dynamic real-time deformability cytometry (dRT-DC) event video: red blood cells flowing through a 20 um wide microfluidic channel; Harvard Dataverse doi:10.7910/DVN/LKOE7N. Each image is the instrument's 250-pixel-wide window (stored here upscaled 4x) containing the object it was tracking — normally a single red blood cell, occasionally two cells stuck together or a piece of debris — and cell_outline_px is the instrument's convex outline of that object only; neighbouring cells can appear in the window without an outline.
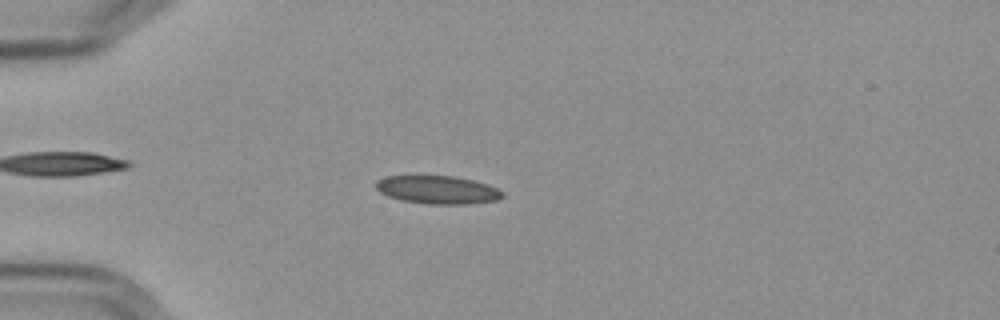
{"species": "Egyptian fruit bat (a non-hibernating species)", "species_latin": "Rousettus aegyptiacus", "temperature_condition": "cold", "stored_images_in_passage": 52, "camera_frame_rate_fps": 3000, "um_per_image_px": 0.085, "frame": {"image": 1, "passage_image": 11, "time_ms": 3.333, "image_size_px": [1000, 320], "cell_outline_px": [[504, 196], [500, 200], [468, 204], [432, 204], [404, 200], [388, 196], [380, 192], [376, 188], [376, 180], [384, 176], [456, 176], [488, 184], [504, 192]], "centroid_in_image_um": [37.23, 16.13], "position_along_channel_um": 47.8, "area_um2": 20.75}}
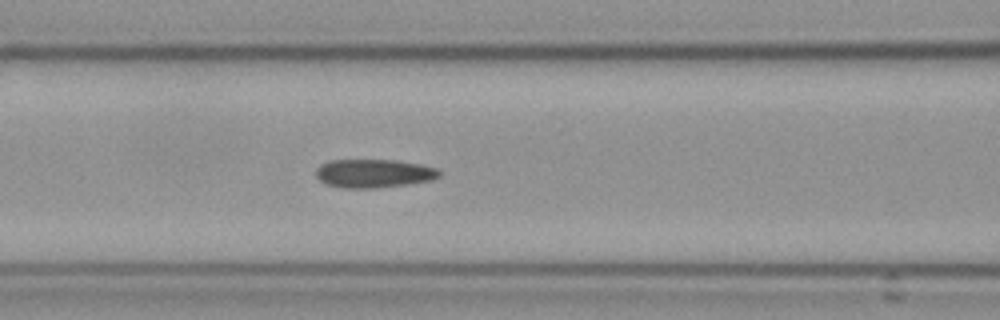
{"frame": {"image": 2, "passage_image": 20, "time_ms": 6.333, "image_size_px": [1000, 320], "cell_outline_px": [[440, 176], [432, 180], [408, 184], [376, 188], [344, 188], [328, 184], [320, 180], [316, 176], [316, 168], [320, 164], [328, 160], [396, 160], [420, 164], [440, 168]], "centroid_in_image_um": [31.79, 14.73], "position_along_channel_um": 134.8, "area_um2": 20.63}}
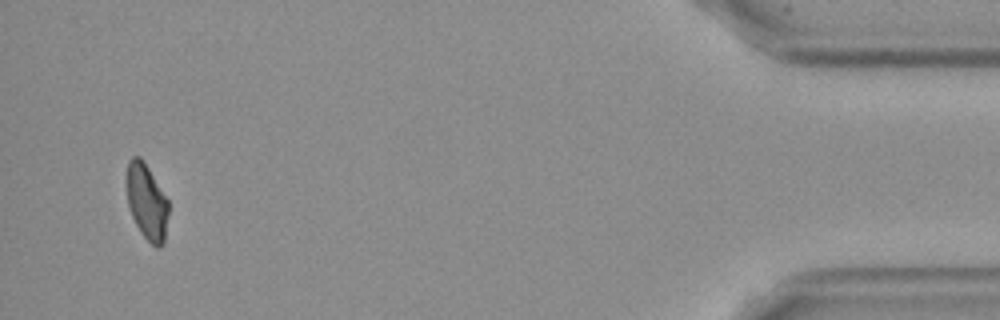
{"frame": {"image": 3, "passage_image": 50, "time_ms": 16.333, "image_size_px": [1000, 320], "cell_outline_px": [[168, 216], [164, 244], [160, 248], [156, 248], [140, 232], [132, 216], [128, 204], [128, 160], [132, 156], [140, 156], [144, 160], [168, 200]], "centroid_in_image_um": [12.5, 17.17], "position_along_channel_um": 422.7, "area_um2": 18.32}, "authors_computed_cell_mechanics": {"area_um2": 20.1433, "velocity_mm_per_s": 3.6001, "shape_relaxation_time_tau1_ms": null, "shape_relaxation_time_tau2_ms": 2.8389, "deformation_change_tau1": null, "deformation_change_tau2": 0.1028}}